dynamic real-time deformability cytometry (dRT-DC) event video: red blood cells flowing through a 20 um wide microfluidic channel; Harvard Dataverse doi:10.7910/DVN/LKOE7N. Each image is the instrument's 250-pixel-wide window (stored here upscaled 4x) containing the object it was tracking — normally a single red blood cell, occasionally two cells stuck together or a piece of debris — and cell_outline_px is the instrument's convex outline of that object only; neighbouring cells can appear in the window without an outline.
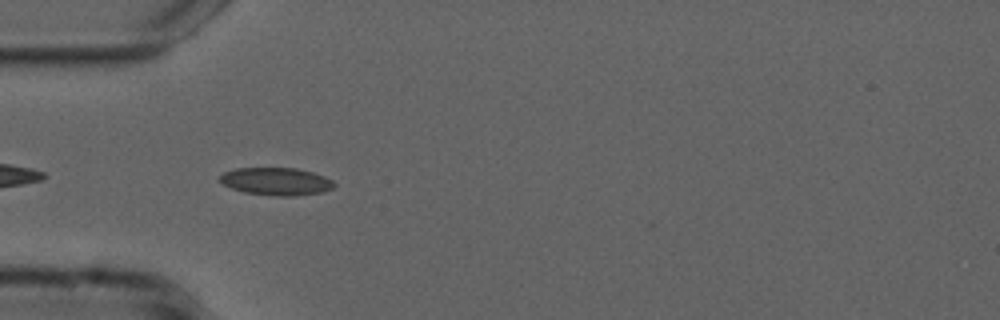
{"species": "common noctule bat (a hibernating species)", "species_latin": "Nyctalus noctula", "temperature_condition": "cold", "stored_images_in_passage": 41, "camera_frame_rate_fps": 3000, "um_per_image_px": 0.085, "animal": {"sex": "male", "forearm_length_mm": 52.5}, "frame": {"image": 1, "passage_image": 3, "time_ms": 0.667, "image_size_px": [1000, 320], "cell_outline_px": [[336, 184], [332, 188], [324, 192], [296, 196], [276, 196], [244, 192], [232, 188], [224, 184], [220, 180], [220, 176], [224, 172], [236, 168], [296, 168], [312, 172], [324, 176], [332, 180]], "centroid_in_image_um": [23.51, 15.42], "position_along_channel_um": 61.5, "area_um2": 18.38}}
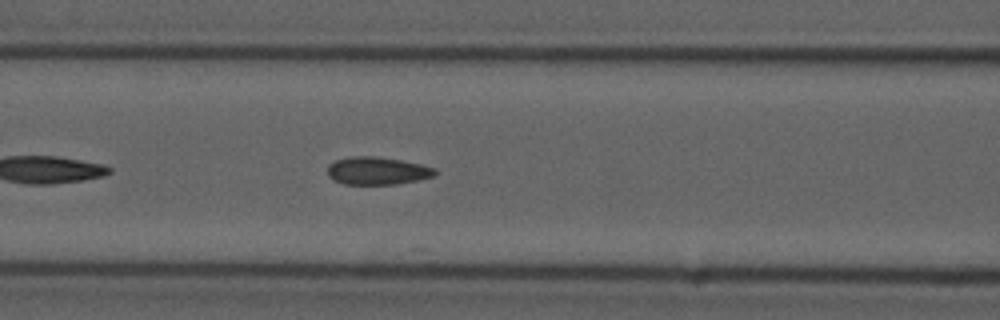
{"frame": {"image": 2, "passage_image": 9, "time_ms": 2.667, "image_size_px": [1000, 320], "cell_outline_px": [[436, 172], [432, 176], [416, 180], [396, 184], [344, 184], [332, 180], [328, 176], [328, 164], [336, 160], [352, 156], [376, 156], [400, 160], [420, 164], [436, 168]], "centroid_in_image_um": [32.02, 14.51], "position_along_channel_um": 134.6, "area_um2": 17.28}}
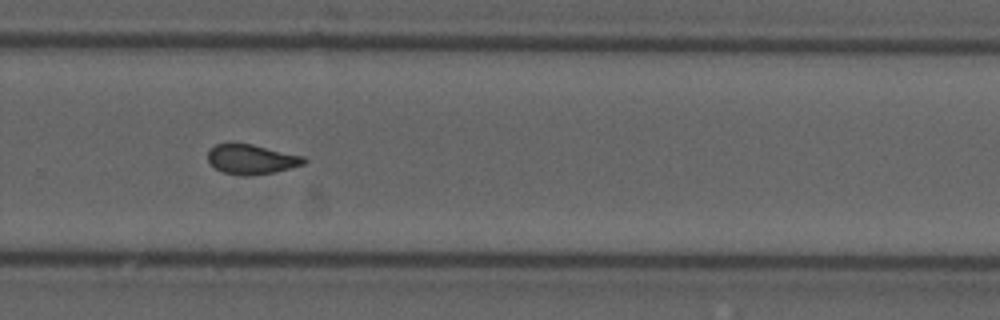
{"frame": {"image": 3, "passage_image": 23, "time_ms": 7.333, "image_size_px": [1000, 320], "cell_outline_px": [[308, 160], [304, 164], [272, 172], [224, 172], [216, 168], [208, 160], [208, 148], [216, 144], [252, 144], [304, 156]], "centroid_in_image_um": [21.39, 13.47], "position_along_channel_um": 308.4, "area_um2": 15.66}, "authors_computed_cell_mechanics": {"area_um2": 16.9354, "velocity_mm_per_s": 3.7352, "shape_relaxation_time_tau1_ms": null, "shape_relaxation_time_tau2_ms": 1.4849, "deformation_change_tau1": null, "deformation_change_tau2": 0.0571}}